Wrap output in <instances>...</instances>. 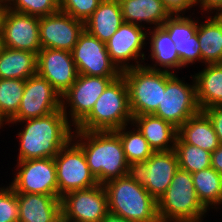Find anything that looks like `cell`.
Returning <instances> with one entry per match:
<instances>
[{
  "label": "cell",
  "instance_id": "cell-1",
  "mask_svg": "<svg viewBox=\"0 0 222 222\" xmlns=\"http://www.w3.org/2000/svg\"><path fill=\"white\" fill-rule=\"evenodd\" d=\"M18 122L25 124L17 134L20 139L17 161L54 158L72 139V124L61 109L42 117Z\"/></svg>",
  "mask_w": 222,
  "mask_h": 222
},
{
  "label": "cell",
  "instance_id": "cell-2",
  "mask_svg": "<svg viewBox=\"0 0 222 222\" xmlns=\"http://www.w3.org/2000/svg\"><path fill=\"white\" fill-rule=\"evenodd\" d=\"M72 141L83 150L90 171L99 184L127 175L129 163L115 131L74 130Z\"/></svg>",
  "mask_w": 222,
  "mask_h": 222
},
{
  "label": "cell",
  "instance_id": "cell-3",
  "mask_svg": "<svg viewBox=\"0 0 222 222\" xmlns=\"http://www.w3.org/2000/svg\"><path fill=\"white\" fill-rule=\"evenodd\" d=\"M108 212L133 222H158V204L148 191L128 175L103 184Z\"/></svg>",
  "mask_w": 222,
  "mask_h": 222
},
{
  "label": "cell",
  "instance_id": "cell-4",
  "mask_svg": "<svg viewBox=\"0 0 222 222\" xmlns=\"http://www.w3.org/2000/svg\"><path fill=\"white\" fill-rule=\"evenodd\" d=\"M128 88L122 75L99 96L91 112L75 127L82 131H115L132 123Z\"/></svg>",
  "mask_w": 222,
  "mask_h": 222
},
{
  "label": "cell",
  "instance_id": "cell-5",
  "mask_svg": "<svg viewBox=\"0 0 222 222\" xmlns=\"http://www.w3.org/2000/svg\"><path fill=\"white\" fill-rule=\"evenodd\" d=\"M157 204L159 219L168 222H202L208 211L198 199L192 174L180 168Z\"/></svg>",
  "mask_w": 222,
  "mask_h": 222
},
{
  "label": "cell",
  "instance_id": "cell-6",
  "mask_svg": "<svg viewBox=\"0 0 222 222\" xmlns=\"http://www.w3.org/2000/svg\"><path fill=\"white\" fill-rule=\"evenodd\" d=\"M173 72L154 70L146 64L122 71L129 97V107L134 116L151 115L161 103L162 90Z\"/></svg>",
  "mask_w": 222,
  "mask_h": 222
},
{
  "label": "cell",
  "instance_id": "cell-7",
  "mask_svg": "<svg viewBox=\"0 0 222 222\" xmlns=\"http://www.w3.org/2000/svg\"><path fill=\"white\" fill-rule=\"evenodd\" d=\"M179 169L175 150L154 152L146 161L128 164L127 175L158 200Z\"/></svg>",
  "mask_w": 222,
  "mask_h": 222
},
{
  "label": "cell",
  "instance_id": "cell-8",
  "mask_svg": "<svg viewBox=\"0 0 222 222\" xmlns=\"http://www.w3.org/2000/svg\"><path fill=\"white\" fill-rule=\"evenodd\" d=\"M193 78L192 85L185 84L173 73L166 80L165 90H162L161 103L152 114L171 123L177 129L190 117L201 110L196 97V85Z\"/></svg>",
  "mask_w": 222,
  "mask_h": 222
},
{
  "label": "cell",
  "instance_id": "cell-9",
  "mask_svg": "<svg viewBox=\"0 0 222 222\" xmlns=\"http://www.w3.org/2000/svg\"><path fill=\"white\" fill-rule=\"evenodd\" d=\"M58 197L98 185L91 173L83 150L72 139L54 157Z\"/></svg>",
  "mask_w": 222,
  "mask_h": 222
},
{
  "label": "cell",
  "instance_id": "cell-10",
  "mask_svg": "<svg viewBox=\"0 0 222 222\" xmlns=\"http://www.w3.org/2000/svg\"><path fill=\"white\" fill-rule=\"evenodd\" d=\"M60 201L62 222H101L108 213L103 184L69 192Z\"/></svg>",
  "mask_w": 222,
  "mask_h": 222
},
{
  "label": "cell",
  "instance_id": "cell-11",
  "mask_svg": "<svg viewBox=\"0 0 222 222\" xmlns=\"http://www.w3.org/2000/svg\"><path fill=\"white\" fill-rule=\"evenodd\" d=\"M117 78L79 74L73 85L61 96V110L68 122H72V126L76 127L91 112L107 86ZM67 107H70V114L66 111ZM67 116L71 117L72 121Z\"/></svg>",
  "mask_w": 222,
  "mask_h": 222
},
{
  "label": "cell",
  "instance_id": "cell-12",
  "mask_svg": "<svg viewBox=\"0 0 222 222\" xmlns=\"http://www.w3.org/2000/svg\"><path fill=\"white\" fill-rule=\"evenodd\" d=\"M61 103V95L47 79L38 74L32 75L25 80L19 110L8 124L48 115L60 110Z\"/></svg>",
  "mask_w": 222,
  "mask_h": 222
},
{
  "label": "cell",
  "instance_id": "cell-13",
  "mask_svg": "<svg viewBox=\"0 0 222 222\" xmlns=\"http://www.w3.org/2000/svg\"><path fill=\"white\" fill-rule=\"evenodd\" d=\"M16 167L10 184L16 193L58 195L54 158L18 161Z\"/></svg>",
  "mask_w": 222,
  "mask_h": 222
},
{
  "label": "cell",
  "instance_id": "cell-14",
  "mask_svg": "<svg viewBox=\"0 0 222 222\" xmlns=\"http://www.w3.org/2000/svg\"><path fill=\"white\" fill-rule=\"evenodd\" d=\"M71 54L79 74L119 77L122 73L111 61L106 43L90 35L86 30L79 36Z\"/></svg>",
  "mask_w": 222,
  "mask_h": 222
},
{
  "label": "cell",
  "instance_id": "cell-15",
  "mask_svg": "<svg viewBox=\"0 0 222 222\" xmlns=\"http://www.w3.org/2000/svg\"><path fill=\"white\" fill-rule=\"evenodd\" d=\"M145 28V25L139 26L124 22L106 43L111 61L121 72L141 66L140 61H137L138 58L145 61L146 55L142 49L146 44L145 40L149 37L148 32H144ZM131 60H136L137 64H130L129 61Z\"/></svg>",
  "mask_w": 222,
  "mask_h": 222
},
{
  "label": "cell",
  "instance_id": "cell-16",
  "mask_svg": "<svg viewBox=\"0 0 222 222\" xmlns=\"http://www.w3.org/2000/svg\"><path fill=\"white\" fill-rule=\"evenodd\" d=\"M84 30V22L60 10L54 14L42 16L39 21L41 48L71 52Z\"/></svg>",
  "mask_w": 222,
  "mask_h": 222
},
{
  "label": "cell",
  "instance_id": "cell-17",
  "mask_svg": "<svg viewBox=\"0 0 222 222\" xmlns=\"http://www.w3.org/2000/svg\"><path fill=\"white\" fill-rule=\"evenodd\" d=\"M37 74L47 79L61 96L79 75L71 52L53 48L41 49L38 52Z\"/></svg>",
  "mask_w": 222,
  "mask_h": 222
},
{
  "label": "cell",
  "instance_id": "cell-18",
  "mask_svg": "<svg viewBox=\"0 0 222 222\" xmlns=\"http://www.w3.org/2000/svg\"><path fill=\"white\" fill-rule=\"evenodd\" d=\"M39 21L40 17L8 9L2 34L4 47L38 54L42 49Z\"/></svg>",
  "mask_w": 222,
  "mask_h": 222
},
{
  "label": "cell",
  "instance_id": "cell-19",
  "mask_svg": "<svg viewBox=\"0 0 222 222\" xmlns=\"http://www.w3.org/2000/svg\"><path fill=\"white\" fill-rule=\"evenodd\" d=\"M190 17V18H189ZM171 15L162 25L169 33L179 55L181 68L201 62L200 43L197 37L198 21L191 15Z\"/></svg>",
  "mask_w": 222,
  "mask_h": 222
},
{
  "label": "cell",
  "instance_id": "cell-20",
  "mask_svg": "<svg viewBox=\"0 0 222 222\" xmlns=\"http://www.w3.org/2000/svg\"><path fill=\"white\" fill-rule=\"evenodd\" d=\"M18 222H61V201L58 195L17 193Z\"/></svg>",
  "mask_w": 222,
  "mask_h": 222
},
{
  "label": "cell",
  "instance_id": "cell-21",
  "mask_svg": "<svg viewBox=\"0 0 222 222\" xmlns=\"http://www.w3.org/2000/svg\"><path fill=\"white\" fill-rule=\"evenodd\" d=\"M132 124L148 141L154 152L175 149L178 129L171 123L151 114L134 116Z\"/></svg>",
  "mask_w": 222,
  "mask_h": 222
},
{
  "label": "cell",
  "instance_id": "cell-22",
  "mask_svg": "<svg viewBox=\"0 0 222 222\" xmlns=\"http://www.w3.org/2000/svg\"><path fill=\"white\" fill-rule=\"evenodd\" d=\"M124 23L119 0H102L85 23V30L101 42L107 43Z\"/></svg>",
  "mask_w": 222,
  "mask_h": 222
},
{
  "label": "cell",
  "instance_id": "cell-23",
  "mask_svg": "<svg viewBox=\"0 0 222 222\" xmlns=\"http://www.w3.org/2000/svg\"><path fill=\"white\" fill-rule=\"evenodd\" d=\"M119 2L126 23L139 26H143L142 22L150 23L155 28L162 26L171 16L162 0H119Z\"/></svg>",
  "mask_w": 222,
  "mask_h": 222
},
{
  "label": "cell",
  "instance_id": "cell-24",
  "mask_svg": "<svg viewBox=\"0 0 222 222\" xmlns=\"http://www.w3.org/2000/svg\"><path fill=\"white\" fill-rule=\"evenodd\" d=\"M193 77L201 111L214 105H222V63L206 64Z\"/></svg>",
  "mask_w": 222,
  "mask_h": 222
},
{
  "label": "cell",
  "instance_id": "cell-25",
  "mask_svg": "<svg viewBox=\"0 0 222 222\" xmlns=\"http://www.w3.org/2000/svg\"><path fill=\"white\" fill-rule=\"evenodd\" d=\"M177 135L185 142L212 153L219 145L211 120L200 111L178 128Z\"/></svg>",
  "mask_w": 222,
  "mask_h": 222
},
{
  "label": "cell",
  "instance_id": "cell-26",
  "mask_svg": "<svg viewBox=\"0 0 222 222\" xmlns=\"http://www.w3.org/2000/svg\"><path fill=\"white\" fill-rule=\"evenodd\" d=\"M198 23L197 37L200 43L201 63H222V15L208 17Z\"/></svg>",
  "mask_w": 222,
  "mask_h": 222
},
{
  "label": "cell",
  "instance_id": "cell-27",
  "mask_svg": "<svg viewBox=\"0 0 222 222\" xmlns=\"http://www.w3.org/2000/svg\"><path fill=\"white\" fill-rule=\"evenodd\" d=\"M37 74V54L3 47L0 53V79L26 80Z\"/></svg>",
  "mask_w": 222,
  "mask_h": 222
},
{
  "label": "cell",
  "instance_id": "cell-28",
  "mask_svg": "<svg viewBox=\"0 0 222 222\" xmlns=\"http://www.w3.org/2000/svg\"><path fill=\"white\" fill-rule=\"evenodd\" d=\"M153 29H150L147 34L151 35L150 40H148L151 49L150 59L155 60L156 63L153 66L147 65V67L154 70H162L163 68V71L167 72H172L170 70L173 68L180 69V58L169 33L162 26L153 27ZM158 65L160 68L157 67Z\"/></svg>",
  "mask_w": 222,
  "mask_h": 222
},
{
  "label": "cell",
  "instance_id": "cell-29",
  "mask_svg": "<svg viewBox=\"0 0 222 222\" xmlns=\"http://www.w3.org/2000/svg\"><path fill=\"white\" fill-rule=\"evenodd\" d=\"M192 178L200 203L208 210L210 206L217 210L222 204V176L210 167L193 173Z\"/></svg>",
  "mask_w": 222,
  "mask_h": 222
},
{
  "label": "cell",
  "instance_id": "cell-30",
  "mask_svg": "<svg viewBox=\"0 0 222 222\" xmlns=\"http://www.w3.org/2000/svg\"><path fill=\"white\" fill-rule=\"evenodd\" d=\"M175 152L179 168L191 174L211 167V153L200 147L185 143L178 135L175 141Z\"/></svg>",
  "mask_w": 222,
  "mask_h": 222
},
{
  "label": "cell",
  "instance_id": "cell-31",
  "mask_svg": "<svg viewBox=\"0 0 222 222\" xmlns=\"http://www.w3.org/2000/svg\"><path fill=\"white\" fill-rule=\"evenodd\" d=\"M127 126H123L115 132L120 137L128 163L146 161L154 153L153 149L137 128L133 127L128 131Z\"/></svg>",
  "mask_w": 222,
  "mask_h": 222
},
{
  "label": "cell",
  "instance_id": "cell-32",
  "mask_svg": "<svg viewBox=\"0 0 222 222\" xmlns=\"http://www.w3.org/2000/svg\"><path fill=\"white\" fill-rule=\"evenodd\" d=\"M25 80L0 79V118L8 123L18 112Z\"/></svg>",
  "mask_w": 222,
  "mask_h": 222
},
{
  "label": "cell",
  "instance_id": "cell-33",
  "mask_svg": "<svg viewBox=\"0 0 222 222\" xmlns=\"http://www.w3.org/2000/svg\"><path fill=\"white\" fill-rule=\"evenodd\" d=\"M9 9L37 17L59 11V0H8Z\"/></svg>",
  "mask_w": 222,
  "mask_h": 222
},
{
  "label": "cell",
  "instance_id": "cell-34",
  "mask_svg": "<svg viewBox=\"0 0 222 222\" xmlns=\"http://www.w3.org/2000/svg\"><path fill=\"white\" fill-rule=\"evenodd\" d=\"M102 0H59V10L86 23Z\"/></svg>",
  "mask_w": 222,
  "mask_h": 222
},
{
  "label": "cell",
  "instance_id": "cell-35",
  "mask_svg": "<svg viewBox=\"0 0 222 222\" xmlns=\"http://www.w3.org/2000/svg\"><path fill=\"white\" fill-rule=\"evenodd\" d=\"M18 209L17 193L11 185L0 187V222H18Z\"/></svg>",
  "mask_w": 222,
  "mask_h": 222
},
{
  "label": "cell",
  "instance_id": "cell-36",
  "mask_svg": "<svg viewBox=\"0 0 222 222\" xmlns=\"http://www.w3.org/2000/svg\"><path fill=\"white\" fill-rule=\"evenodd\" d=\"M203 112L211 120L214 131L218 137V141L222 145V105L211 106L204 109Z\"/></svg>",
  "mask_w": 222,
  "mask_h": 222
},
{
  "label": "cell",
  "instance_id": "cell-37",
  "mask_svg": "<svg viewBox=\"0 0 222 222\" xmlns=\"http://www.w3.org/2000/svg\"><path fill=\"white\" fill-rule=\"evenodd\" d=\"M171 15L184 14L195 5V0H162Z\"/></svg>",
  "mask_w": 222,
  "mask_h": 222
},
{
  "label": "cell",
  "instance_id": "cell-38",
  "mask_svg": "<svg viewBox=\"0 0 222 222\" xmlns=\"http://www.w3.org/2000/svg\"><path fill=\"white\" fill-rule=\"evenodd\" d=\"M199 5L204 11H207L206 13H212L216 10V15H222V0H195V6ZM215 10V11H213Z\"/></svg>",
  "mask_w": 222,
  "mask_h": 222
},
{
  "label": "cell",
  "instance_id": "cell-39",
  "mask_svg": "<svg viewBox=\"0 0 222 222\" xmlns=\"http://www.w3.org/2000/svg\"><path fill=\"white\" fill-rule=\"evenodd\" d=\"M211 167L222 176V145L211 153Z\"/></svg>",
  "mask_w": 222,
  "mask_h": 222
},
{
  "label": "cell",
  "instance_id": "cell-40",
  "mask_svg": "<svg viewBox=\"0 0 222 222\" xmlns=\"http://www.w3.org/2000/svg\"><path fill=\"white\" fill-rule=\"evenodd\" d=\"M8 9V2L5 0H0V38H2L4 19Z\"/></svg>",
  "mask_w": 222,
  "mask_h": 222
},
{
  "label": "cell",
  "instance_id": "cell-41",
  "mask_svg": "<svg viewBox=\"0 0 222 222\" xmlns=\"http://www.w3.org/2000/svg\"><path fill=\"white\" fill-rule=\"evenodd\" d=\"M101 222H133V221H129L121 216L108 212Z\"/></svg>",
  "mask_w": 222,
  "mask_h": 222
},
{
  "label": "cell",
  "instance_id": "cell-42",
  "mask_svg": "<svg viewBox=\"0 0 222 222\" xmlns=\"http://www.w3.org/2000/svg\"><path fill=\"white\" fill-rule=\"evenodd\" d=\"M3 47H4V45H3V42H2V38H0V53H1L2 49H3Z\"/></svg>",
  "mask_w": 222,
  "mask_h": 222
},
{
  "label": "cell",
  "instance_id": "cell-43",
  "mask_svg": "<svg viewBox=\"0 0 222 222\" xmlns=\"http://www.w3.org/2000/svg\"><path fill=\"white\" fill-rule=\"evenodd\" d=\"M4 124V121L0 118V127H2Z\"/></svg>",
  "mask_w": 222,
  "mask_h": 222
}]
</instances>
